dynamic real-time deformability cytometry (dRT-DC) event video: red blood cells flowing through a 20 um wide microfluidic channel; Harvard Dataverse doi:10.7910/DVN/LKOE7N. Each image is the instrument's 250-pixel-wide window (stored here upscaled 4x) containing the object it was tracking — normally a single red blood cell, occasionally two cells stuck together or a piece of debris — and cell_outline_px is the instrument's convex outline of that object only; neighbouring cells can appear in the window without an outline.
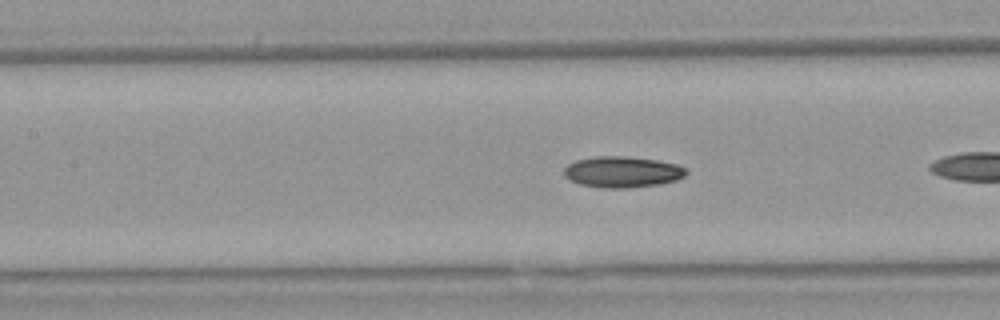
{"species": "Egyptian fruit bat (a non-hibernating species)", "species_latin": "Rousettus aegyptiacus", "temperature_condition": "warm", "stored_images_in_passage": 25, "camera_frame_rate_fps": 3000, "um_per_image_px": 0.085, "animal": {"sex": "female"}, "frame": {"image": 1, "passage_image": 8, "time_ms": 2.333, "image_size_px": [1000, 320], "cell_outline_px": [[688, 172], [684, 176], [676, 180], [660, 184], [624, 188], [600, 188], [580, 184], [564, 176], [564, 168], [568, 164], [576, 160], [592, 156], [628, 156], [656, 160], [676, 164], [688, 168]], "centroid_in_image_um": [52.9, 14.6], "position_along_channel_um": 154.5, "area_um2": 22.25}}